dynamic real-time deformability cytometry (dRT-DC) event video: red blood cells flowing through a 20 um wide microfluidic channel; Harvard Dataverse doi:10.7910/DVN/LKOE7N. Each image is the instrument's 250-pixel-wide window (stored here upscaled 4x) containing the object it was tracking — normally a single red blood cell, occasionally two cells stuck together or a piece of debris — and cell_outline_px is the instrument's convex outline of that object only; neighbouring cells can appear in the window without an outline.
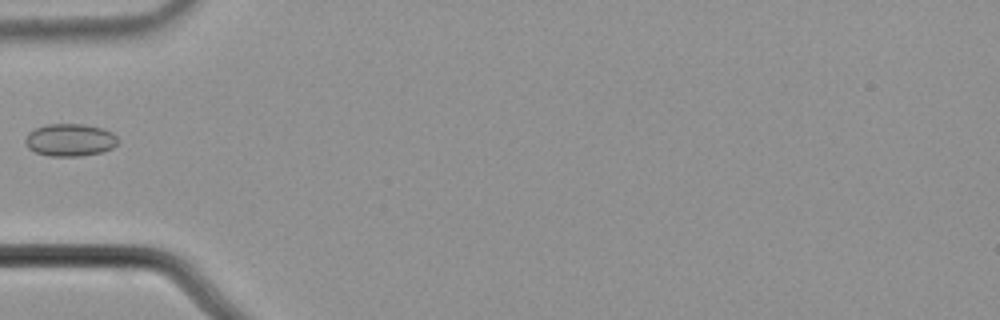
{"species": "common noctule bat (a hibernating species)", "species_latin": "Nyctalus noctula", "temperature_condition": "cold", "stored_images_in_passage": 6, "camera_frame_rate_fps": 3000, "um_per_image_px": 0.085, "animal": {"sex": "male", "body_mass_g": 21.5, "forearm_length_mm": 52.0}, "frame": {"image": 1, "passage_image": 6, "time_ms": 1.667, "image_size_px": [1000, 320], "cell_outline_px": [[120, 140], [112, 148], [100, 152], [80, 156], [48, 156], [36, 152], [28, 148], [24, 140], [28, 132], [36, 128], [48, 124], [84, 124], [104, 128], [112, 132]], "centroid_in_image_um": [5.95, 11.89], "position_along_channel_um": 79.0, "area_um2": 17.63}}